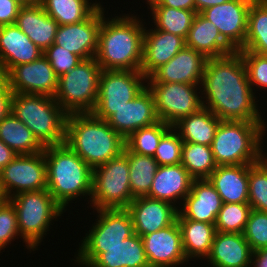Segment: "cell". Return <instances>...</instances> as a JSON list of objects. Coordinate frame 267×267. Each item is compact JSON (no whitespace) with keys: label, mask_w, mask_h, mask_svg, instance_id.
<instances>
[{"label":"cell","mask_w":267,"mask_h":267,"mask_svg":"<svg viewBox=\"0 0 267 267\" xmlns=\"http://www.w3.org/2000/svg\"><path fill=\"white\" fill-rule=\"evenodd\" d=\"M202 104L220 120L264 122L239 51L206 61Z\"/></svg>","instance_id":"6da1fadb"},{"label":"cell","mask_w":267,"mask_h":267,"mask_svg":"<svg viewBox=\"0 0 267 267\" xmlns=\"http://www.w3.org/2000/svg\"><path fill=\"white\" fill-rule=\"evenodd\" d=\"M104 12L102 7V23L95 55L99 66L102 70H140L143 60L144 24L136 16L129 14L115 16L109 20L105 18Z\"/></svg>","instance_id":"7a4b0ae2"},{"label":"cell","mask_w":267,"mask_h":267,"mask_svg":"<svg viewBox=\"0 0 267 267\" xmlns=\"http://www.w3.org/2000/svg\"><path fill=\"white\" fill-rule=\"evenodd\" d=\"M65 143L92 169L120 155L126 146L106 120L91 112L67 115Z\"/></svg>","instance_id":"3957f363"},{"label":"cell","mask_w":267,"mask_h":267,"mask_svg":"<svg viewBox=\"0 0 267 267\" xmlns=\"http://www.w3.org/2000/svg\"><path fill=\"white\" fill-rule=\"evenodd\" d=\"M47 190L64 209L79 196L92 194L93 169L66 143L44 147Z\"/></svg>","instance_id":"277c9868"},{"label":"cell","mask_w":267,"mask_h":267,"mask_svg":"<svg viewBox=\"0 0 267 267\" xmlns=\"http://www.w3.org/2000/svg\"><path fill=\"white\" fill-rule=\"evenodd\" d=\"M265 122L221 120L211 144L217 165H251L264 154Z\"/></svg>","instance_id":"5b68a950"},{"label":"cell","mask_w":267,"mask_h":267,"mask_svg":"<svg viewBox=\"0 0 267 267\" xmlns=\"http://www.w3.org/2000/svg\"><path fill=\"white\" fill-rule=\"evenodd\" d=\"M11 112L32 131L44 147L65 143L68 114L54 97L14 93Z\"/></svg>","instance_id":"8992f818"},{"label":"cell","mask_w":267,"mask_h":267,"mask_svg":"<svg viewBox=\"0 0 267 267\" xmlns=\"http://www.w3.org/2000/svg\"><path fill=\"white\" fill-rule=\"evenodd\" d=\"M15 207L19 234L27 249H36L45 232L49 231L52 220L63 214V208L47 189L22 192L9 198Z\"/></svg>","instance_id":"52a82bcc"},{"label":"cell","mask_w":267,"mask_h":267,"mask_svg":"<svg viewBox=\"0 0 267 267\" xmlns=\"http://www.w3.org/2000/svg\"><path fill=\"white\" fill-rule=\"evenodd\" d=\"M102 71L95 58L82 60L58 78L54 99L67 114L92 112L98 98Z\"/></svg>","instance_id":"ba28073f"},{"label":"cell","mask_w":267,"mask_h":267,"mask_svg":"<svg viewBox=\"0 0 267 267\" xmlns=\"http://www.w3.org/2000/svg\"><path fill=\"white\" fill-rule=\"evenodd\" d=\"M129 174L128 156L125 151L93 168L90 198L93 209H126L134 200Z\"/></svg>","instance_id":"9c48e42d"},{"label":"cell","mask_w":267,"mask_h":267,"mask_svg":"<svg viewBox=\"0 0 267 267\" xmlns=\"http://www.w3.org/2000/svg\"><path fill=\"white\" fill-rule=\"evenodd\" d=\"M144 80V81H143ZM140 70H103L99 79L98 98L91 112L107 120L118 108L133 100L147 85Z\"/></svg>","instance_id":"30bf717a"},{"label":"cell","mask_w":267,"mask_h":267,"mask_svg":"<svg viewBox=\"0 0 267 267\" xmlns=\"http://www.w3.org/2000/svg\"><path fill=\"white\" fill-rule=\"evenodd\" d=\"M147 86L154 95L159 120L170 126L203 107L200 92H197V89L202 90L199 85L148 82Z\"/></svg>","instance_id":"8fae6325"},{"label":"cell","mask_w":267,"mask_h":267,"mask_svg":"<svg viewBox=\"0 0 267 267\" xmlns=\"http://www.w3.org/2000/svg\"><path fill=\"white\" fill-rule=\"evenodd\" d=\"M0 178L7 199L22 192L47 189L44 152L17 155L0 171Z\"/></svg>","instance_id":"7c38bea8"},{"label":"cell","mask_w":267,"mask_h":267,"mask_svg":"<svg viewBox=\"0 0 267 267\" xmlns=\"http://www.w3.org/2000/svg\"><path fill=\"white\" fill-rule=\"evenodd\" d=\"M76 257L84 267H150L142 237L134 233L114 247H80Z\"/></svg>","instance_id":"4fadbf2b"},{"label":"cell","mask_w":267,"mask_h":267,"mask_svg":"<svg viewBox=\"0 0 267 267\" xmlns=\"http://www.w3.org/2000/svg\"><path fill=\"white\" fill-rule=\"evenodd\" d=\"M3 79L13 93L54 97L58 87V77L44 55L33 62L15 66Z\"/></svg>","instance_id":"5bb4252c"},{"label":"cell","mask_w":267,"mask_h":267,"mask_svg":"<svg viewBox=\"0 0 267 267\" xmlns=\"http://www.w3.org/2000/svg\"><path fill=\"white\" fill-rule=\"evenodd\" d=\"M101 23L102 5L82 22L59 25L54 44L65 48L82 60L95 58Z\"/></svg>","instance_id":"9a60e30c"},{"label":"cell","mask_w":267,"mask_h":267,"mask_svg":"<svg viewBox=\"0 0 267 267\" xmlns=\"http://www.w3.org/2000/svg\"><path fill=\"white\" fill-rule=\"evenodd\" d=\"M250 6L251 3L245 0H229L207 8L201 14L212 22L221 36L238 51L245 42Z\"/></svg>","instance_id":"2e32d148"},{"label":"cell","mask_w":267,"mask_h":267,"mask_svg":"<svg viewBox=\"0 0 267 267\" xmlns=\"http://www.w3.org/2000/svg\"><path fill=\"white\" fill-rule=\"evenodd\" d=\"M95 224L79 247H114L134 234L130 213L126 209H100Z\"/></svg>","instance_id":"e0dca14e"},{"label":"cell","mask_w":267,"mask_h":267,"mask_svg":"<svg viewBox=\"0 0 267 267\" xmlns=\"http://www.w3.org/2000/svg\"><path fill=\"white\" fill-rule=\"evenodd\" d=\"M106 121L124 139L142 127L159 122L152 91L147 86L133 100L116 109Z\"/></svg>","instance_id":"ac0fdd59"},{"label":"cell","mask_w":267,"mask_h":267,"mask_svg":"<svg viewBox=\"0 0 267 267\" xmlns=\"http://www.w3.org/2000/svg\"><path fill=\"white\" fill-rule=\"evenodd\" d=\"M150 267H176L188 262L178 222L141 236Z\"/></svg>","instance_id":"d6986e66"},{"label":"cell","mask_w":267,"mask_h":267,"mask_svg":"<svg viewBox=\"0 0 267 267\" xmlns=\"http://www.w3.org/2000/svg\"><path fill=\"white\" fill-rule=\"evenodd\" d=\"M178 206L147 196L136 197L127 206L134 227L139 236L148 235L177 221Z\"/></svg>","instance_id":"ffe728a7"},{"label":"cell","mask_w":267,"mask_h":267,"mask_svg":"<svg viewBox=\"0 0 267 267\" xmlns=\"http://www.w3.org/2000/svg\"><path fill=\"white\" fill-rule=\"evenodd\" d=\"M206 61L203 54L185 46L168 63L156 69L147 82L201 85Z\"/></svg>","instance_id":"44dd1931"},{"label":"cell","mask_w":267,"mask_h":267,"mask_svg":"<svg viewBox=\"0 0 267 267\" xmlns=\"http://www.w3.org/2000/svg\"><path fill=\"white\" fill-rule=\"evenodd\" d=\"M43 53L15 24L0 26V77L4 78L15 66L37 60Z\"/></svg>","instance_id":"7402d4cb"},{"label":"cell","mask_w":267,"mask_h":267,"mask_svg":"<svg viewBox=\"0 0 267 267\" xmlns=\"http://www.w3.org/2000/svg\"><path fill=\"white\" fill-rule=\"evenodd\" d=\"M223 201L208 179H194L190 193L184 198L177 219L215 224Z\"/></svg>","instance_id":"603a6c76"},{"label":"cell","mask_w":267,"mask_h":267,"mask_svg":"<svg viewBox=\"0 0 267 267\" xmlns=\"http://www.w3.org/2000/svg\"><path fill=\"white\" fill-rule=\"evenodd\" d=\"M145 27L143 60L140 71L147 78L160 66L168 63L185 45L181 36Z\"/></svg>","instance_id":"cb8c5ba5"},{"label":"cell","mask_w":267,"mask_h":267,"mask_svg":"<svg viewBox=\"0 0 267 267\" xmlns=\"http://www.w3.org/2000/svg\"><path fill=\"white\" fill-rule=\"evenodd\" d=\"M253 251L243 233L216 231L206 258L213 267H250Z\"/></svg>","instance_id":"d4e9b609"},{"label":"cell","mask_w":267,"mask_h":267,"mask_svg":"<svg viewBox=\"0 0 267 267\" xmlns=\"http://www.w3.org/2000/svg\"><path fill=\"white\" fill-rule=\"evenodd\" d=\"M193 180L181 163L159 166L147 197L176 205L179 199L183 202L190 193Z\"/></svg>","instance_id":"484cf974"},{"label":"cell","mask_w":267,"mask_h":267,"mask_svg":"<svg viewBox=\"0 0 267 267\" xmlns=\"http://www.w3.org/2000/svg\"><path fill=\"white\" fill-rule=\"evenodd\" d=\"M249 166L247 164L219 165L207 178L223 203H248Z\"/></svg>","instance_id":"4316f807"},{"label":"cell","mask_w":267,"mask_h":267,"mask_svg":"<svg viewBox=\"0 0 267 267\" xmlns=\"http://www.w3.org/2000/svg\"><path fill=\"white\" fill-rule=\"evenodd\" d=\"M15 25L43 51L54 43L59 27V24L45 12L39 2L21 7Z\"/></svg>","instance_id":"83f0119b"},{"label":"cell","mask_w":267,"mask_h":267,"mask_svg":"<svg viewBox=\"0 0 267 267\" xmlns=\"http://www.w3.org/2000/svg\"><path fill=\"white\" fill-rule=\"evenodd\" d=\"M186 47L192 48L207 59L228 55L236 51L220 34L216 26L201 13H197L185 39Z\"/></svg>","instance_id":"f1b7e54d"},{"label":"cell","mask_w":267,"mask_h":267,"mask_svg":"<svg viewBox=\"0 0 267 267\" xmlns=\"http://www.w3.org/2000/svg\"><path fill=\"white\" fill-rule=\"evenodd\" d=\"M221 120L208 108L202 107L197 112L182 118L172 127L183 142L211 146Z\"/></svg>","instance_id":"f546056e"},{"label":"cell","mask_w":267,"mask_h":267,"mask_svg":"<svg viewBox=\"0 0 267 267\" xmlns=\"http://www.w3.org/2000/svg\"><path fill=\"white\" fill-rule=\"evenodd\" d=\"M182 234L183 250L187 260L207 258L216 233L215 224L177 219Z\"/></svg>","instance_id":"4dcf8cb0"},{"label":"cell","mask_w":267,"mask_h":267,"mask_svg":"<svg viewBox=\"0 0 267 267\" xmlns=\"http://www.w3.org/2000/svg\"><path fill=\"white\" fill-rule=\"evenodd\" d=\"M0 140L18 155L44 151L32 131L12 112L0 121Z\"/></svg>","instance_id":"1f68e13d"},{"label":"cell","mask_w":267,"mask_h":267,"mask_svg":"<svg viewBox=\"0 0 267 267\" xmlns=\"http://www.w3.org/2000/svg\"><path fill=\"white\" fill-rule=\"evenodd\" d=\"M238 51L267 55V0L251 3L245 42Z\"/></svg>","instance_id":"d6a6232c"},{"label":"cell","mask_w":267,"mask_h":267,"mask_svg":"<svg viewBox=\"0 0 267 267\" xmlns=\"http://www.w3.org/2000/svg\"><path fill=\"white\" fill-rule=\"evenodd\" d=\"M39 3L59 25L82 22L101 5L89 0H39Z\"/></svg>","instance_id":"836d02e7"},{"label":"cell","mask_w":267,"mask_h":267,"mask_svg":"<svg viewBox=\"0 0 267 267\" xmlns=\"http://www.w3.org/2000/svg\"><path fill=\"white\" fill-rule=\"evenodd\" d=\"M129 162V179L132 196H147L153 182L154 175L159 167L153 156L139 155L124 148Z\"/></svg>","instance_id":"e575fe53"},{"label":"cell","mask_w":267,"mask_h":267,"mask_svg":"<svg viewBox=\"0 0 267 267\" xmlns=\"http://www.w3.org/2000/svg\"><path fill=\"white\" fill-rule=\"evenodd\" d=\"M181 164L194 179H207L218 166L211 146L183 142Z\"/></svg>","instance_id":"d590c367"},{"label":"cell","mask_w":267,"mask_h":267,"mask_svg":"<svg viewBox=\"0 0 267 267\" xmlns=\"http://www.w3.org/2000/svg\"><path fill=\"white\" fill-rule=\"evenodd\" d=\"M155 28L186 39L197 14L196 11L171 7H150Z\"/></svg>","instance_id":"8d00e7d4"},{"label":"cell","mask_w":267,"mask_h":267,"mask_svg":"<svg viewBox=\"0 0 267 267\" xmlns=\"http://www.w3.org/2000/svg\"><path fill=\"white\" fill-rule=\"evenodd\" d=\"M172 126L159 121L153 125L142 127L125 139L126 147L133 153L154 156L162 136Z\"/></svg>","instance_id":"74e56055"},{"label":"cell","mask_w":267,"mask_h":267,"mask_svg":"<svg viewBox=\"0 0 267 267\" xmlns=\"http://www.w3.org/2000/svg\"><path fill=\"white\" fill-rule=\"evenodd\" d=\"M248 204L253 210L267 212V156L249 166Z\"/></svg>","instance_id":"f35d334b"},{"label":"cell","mask_w":267,"mask_h":267,"mask_svg":"<svg viewBox=\"0 0 267 267\" xmlns=\"http://www.w3.org/2000/svg\"><path fill=\"white\" fill-rule=\"evenodd\" d=\"M251 210L248 203H223L216 219V231L243 233Z\"/></svg>","instance_id":"ab89813d"},{"label":"cell","mask_w":267,"mask_h":267,"mask_svg":"<svg viewBox=\"0 0 267 267\" xmlns=\"http://www.w3.org/2000/svg\"><path fill=\"white\" fill-rule=\"evenodd\" d=\"M183 140L177 131L171 127L161 138L154 154L159 166H169L181 163Z\"/></svg>","instance_id":"60d3db41"},{"label":"cell","mask_w":267,"mask_h":267,"mask_svg":"<svg viewBox=\"0 0 267 267\" xmlns=\"http://www.w3.org/2000/svg\"><path fill=\"white\" fill-rule=\"evenodd\" d=\"M243 236L253 252L267 249V212L252 209Z\"/></svg>","instance_id":"b9f144b4"},{"label":"cell","mask_w":267,"mask_h":267,"mask_svg":"<svg viewBox=\"0 0 267 267\" xmlns=\"http://www.w3.org/2000/svg\"><path fill=\"white\" fill-rule=\"evenodd\" d=\"M242 55L248 81L251 85V88L254 90V86H257V89L260 87L265 89L267 88V55H260L254 52L249 51H239Z\"/></svg>","instance_id":"7bdbcfd3"},{"label":"cell","mask_w":267,"mask_h":267,"mask_svg":"<svg viewBox=\"0 0 267 267\" xmlns=\"http://www.w3.org/2000/svg\"><path fill=\"white\" fill-rule=\"evenodd\" d=\"M20 236L14 205L9 199L0 202V251Z\"/></svg>","instance_id":"ee69618b"},{"label":"cell","mask_w":267,"mask_h":267,"mask_svg":"<svg viewBox=\"0 0 267 267\" xmlns=\"http://www.w3.org/2000/svg\"><path fill=\"white\" fill-rule=\"evenodd\" d=\"M43 55L48 59L58 78L82 61L79 56L54 43L44 51Z\"/></svg>","instance_id":"f6af8a7d"},{"label":"cell","mask_w":267,"mask_h":267,"mask_svg":"<svg viewBox=\"0 0 267 267\" xmlns=\"http://www.w3.org/2000/svg\"><path fill=\"white\" fill-rule=\"evenodd\" d=\"M21 7L15 0H0V26L15 24Z\"/></svg>","instance_id":"bcb514c9"},{"label":"cell","mask_w":267,"mask_h":267,"mask_svg":"<svg viewBox=\"0 0 267 267\" xmlns=\"http://www.w3.org/2000/svg\"><path fill=\"white\" fill-rule=\"evenodd\" d=\"M13 94L8 83L0 77V121L11 112Z\"/></svg>","instance_id":"7dc6e473"},{"label":"cell","mask_w":267,"mask_h":267,"mask_svg":"<svg viewBox=\"0 0 267 267\" xmlns=\"http://www.w3.org/2000/svg\"><path fill=\"white\" fill-rule=\"evenodd\" d=\"M150 7H171L195 11V0H150Z\"/></svg>","instance_id":"c3c4849f"},{"label":"cell","mask_w":267,"mask_h":267,"mask_svg":"<svg viewBox=\"0 0 267 267\" xmlns=\"http://www.w3.org/2000/svg\"><path fill=\"white\" fill-rule=\"evenodd\" d=\"M18 154L0 140V171L7 166Z\"/></svg>","instance_id":"681fc988"},{"label":"cell","mask_w":267,"mask_h":267,"mask_svg":"<svg viewBox=\"0 0 267 267\" xmlns=\"http://www.w3.org/2000/svg\"><path fill=\"white\" fill-rule=\"evenodd\" d=\"M253 263V264H252ZM251 267H267V249L253 252Z\"/></svg>","instance_id":"f907efd6"},{"label":"cell","mask_w":267,"mask_h":267,"mask_svg":"<svg viewBox=\"0 0 267 267\" xmlns=\"http://www.w3.org/2000/svg\"><path fill=\"white\" fill-rule=\"evenodd\" d=\"M229 0H195V11L197 13H201L203 10L216 6L221 5Z\"/></svg>","instance_id":"816d5d0a"},{"label":"cell","mask_w":267,"mask_h":267,"mask_svg":"<svg viewBox=\"0 0 267 267\" xmlns=\"http://www.w3.org/2000/svg\"><path fill=\"white\" fill-rule=\"evenodd\" d=\"M19 3L22 7L23 6H30L39 2V0H15Z\"/></svg>","instance_id":"f5cc1de1"},{"label":"cell","mask_w":267,"mask_h":267,"mask_svg":"<svg viewBox=\"0 0 267 267\" xmlns=\"http://www.w3.org/2000/svg\"><path fill=\"white\" fill-rule=\"evenodd\" d=\"M7 198H6V195L3 191V188H2V185H1V178H0V202H3L5 201Z\"/></svg>","instance_id":"db71d44e"},{"label":"cell","mask_w":267,"mask_h":267,"mask_svg":"<svg viewBox=\"0 0 267 267\" xmlns=\"http://www.w3.org/2000/svg\"><path fill=\"white\" fill-rule=\"evenodd\" d=\"M245 1L250 2V3H253V2H256L258 0H245Z\"/></svg>","instance_id":"11a10c76"}]
</instances>
